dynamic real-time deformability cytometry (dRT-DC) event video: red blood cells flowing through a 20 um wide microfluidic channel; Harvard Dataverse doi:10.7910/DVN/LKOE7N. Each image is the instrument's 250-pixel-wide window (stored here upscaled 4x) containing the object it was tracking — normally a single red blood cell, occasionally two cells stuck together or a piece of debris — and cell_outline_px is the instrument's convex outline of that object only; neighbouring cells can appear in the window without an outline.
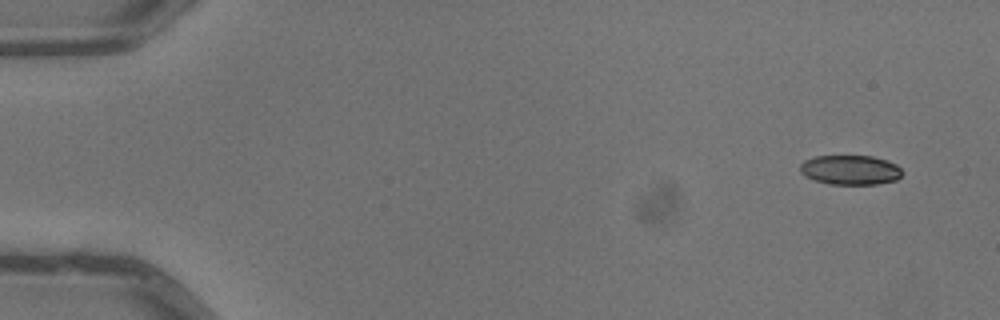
{"species": "common noctule bat (a hibernating species)", "species_latin": "Nyctalus noctula", "temperature_condition": "warm", "stored_images_in_passage": 6, "camera_frame_rate_fps": 3000, "um_per_image_px": 0.085, "animal": {"sex": "male", "body_mass_g": 13.3}, "frame": {"image": 1, "passage_image": 1, "time_ms": 0.0, "image_size_px": [1000, 320], "cell_outline_px": [[904, 172], [896, 180], [876, 184], [832, 184], [816, 180], [804, 176], [800, 172], [800, 164], [804, 160], [816, 156], [872, 156], [888, 160], [896, 164]], "centroid_in_image_um": [72.29, 14.43], "position_along_channel_um": 12.7, "area_um2": 17.63}}
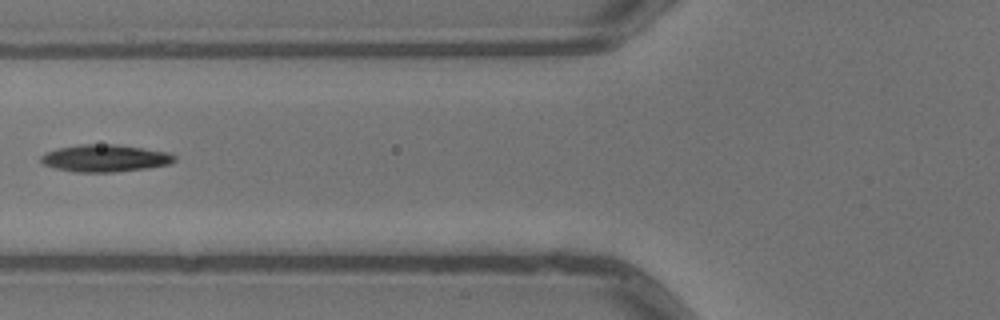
{"frame": {"image": 2, "passage_image": 5, "time_ms": 1.333, "image_size_px": [1000, 320], "cell_outline_px": [[176, 160], [172, 164], [148, 168], [112, 172], [72, 172], [56, 168], [44, 164], [40, 160], [40, 156], [44, 152], [56, 148], [76, 144], [116, 144], [168, 152], [176, 156]], "centroid_in_image_um": [8.91, 13.44], "position_along_channel_um": 116.9, "area_um2": 21.44}}
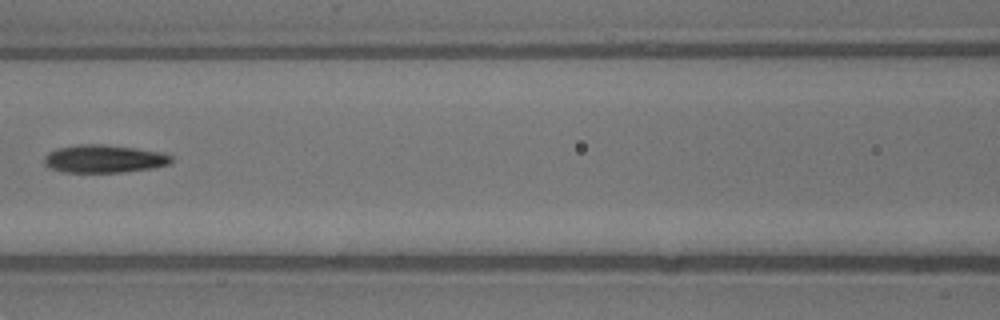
{"frame": {"image": 3, "passage_image": 6, "time_ms": 1.667, "image_size_px": [1000, 320], "cell_outline_px": [[172, 164], [152, 168], [124, 172], [64, 172], [48, 168], [44, 164], [44, 156], [48, 152], [56, 148], [76, 144], [104, 144], [136, 148], [164, 152], [172, 156]], "centroid_in_image_um": [8.84, 13.49], "position_along_channel_um": 157.8, "area_um2": 21.04}}